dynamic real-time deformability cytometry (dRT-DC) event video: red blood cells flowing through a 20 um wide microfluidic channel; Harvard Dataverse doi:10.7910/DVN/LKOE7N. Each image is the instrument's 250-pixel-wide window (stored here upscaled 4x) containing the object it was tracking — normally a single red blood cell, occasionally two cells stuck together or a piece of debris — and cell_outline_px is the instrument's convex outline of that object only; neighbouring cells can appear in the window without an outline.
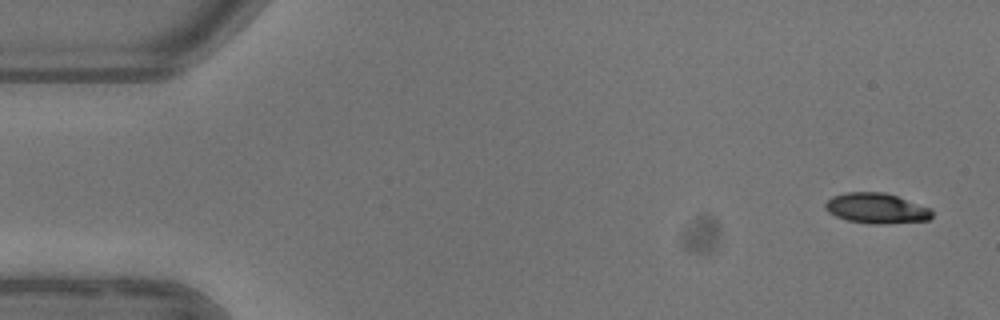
{"species": "common noctule bat (a hibernating species)", "species_latin": "Nyctalus noctula", "temperature_condition": "warm", "stored_images_in_passage": 6, "camera_frame_rate_fps": 3000, "um_per_image_px": 0.085, "animal": {"sex": "female"}, "frame": {"image": 1, "passage_image": 1, "time_ms": 0.0, "image_size_px": [1000, 320], "cell_outline_px": [[932, 216], [928, 220], [888, 224], [868, 224], [848, 220], [836, 216], [828, 212], [824, 208], [824, 204], [832, 196], [844, 192], [884, 192], [932, 208]], "centroid_in_image_um": [74.49, 17.71], "position_along_channel_um": 10.5, "area_um2": 19.02}}
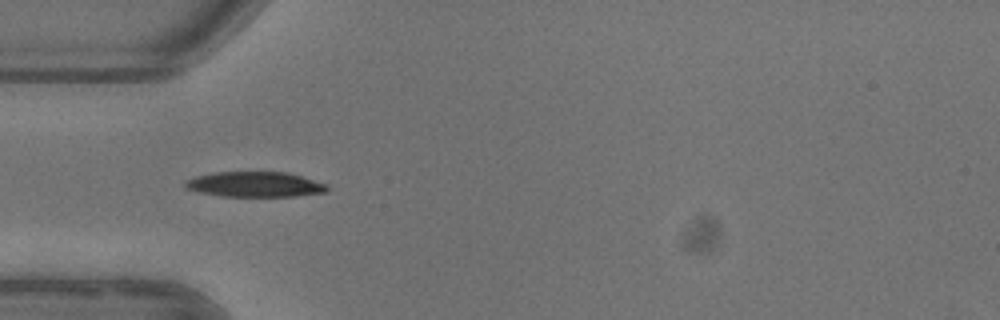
{"frame": {"image": 2, "passage_image": 5, "time_ms": 4.667, "image_size_px": [1000, 320], "cell_outline_px": [[328, 192], [296, 196], [220, 196], [196, 192], [188, 188], [184, 184], [188, 180], [196, 176], [216, 172], [288, 172], [328, 184]], "centroid_in_image_um": [21.71, 15.67], "position_along_channel_um": 63.3, "area_um2": 20.87}}
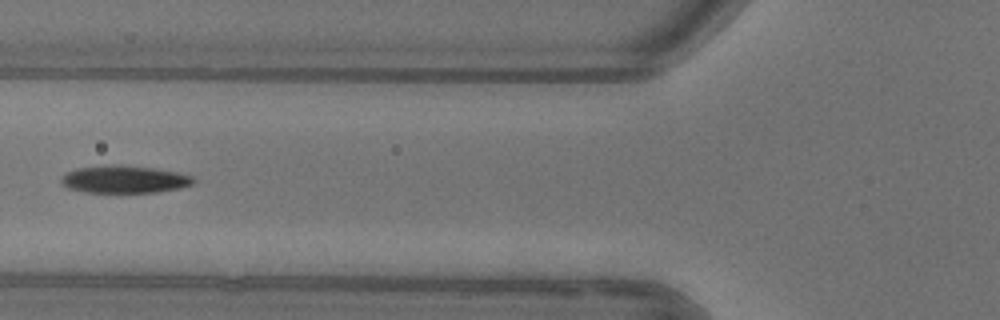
{"frame": {"image": 3, "passage_image": 6, "time_ms": 6.0, "image_size_px": [1000, 320], "cell_outline_px": [[196, 180], [192, 184], [180, 188], [156, 192], [88, 192], [68, 188], [60, 180], [64, 172], [76, 168], [112, 164], [156, 168], [176, 172], [192, 176]], "centroid_in_image_um": [10.56, 15.23], "position_along_channel_um": 115.2, "area_um2": 21.15}}